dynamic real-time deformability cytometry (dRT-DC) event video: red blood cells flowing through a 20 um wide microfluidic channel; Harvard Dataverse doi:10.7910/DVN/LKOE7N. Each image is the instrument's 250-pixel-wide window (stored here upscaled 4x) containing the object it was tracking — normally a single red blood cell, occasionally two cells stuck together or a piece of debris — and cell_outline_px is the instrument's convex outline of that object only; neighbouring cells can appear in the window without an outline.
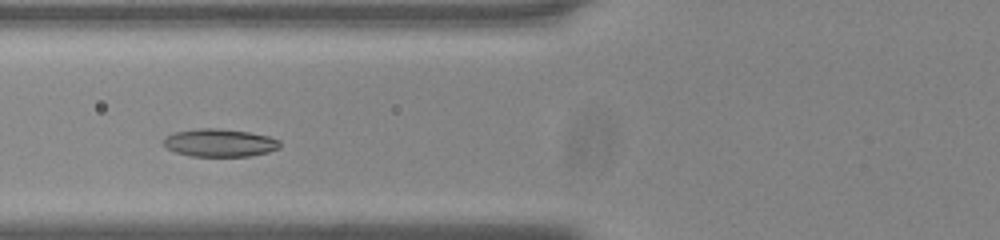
{"species": "common noctule bat (a hibernating species)", "species_latin": "Nyctalus noctula", "temperature_condition": "room temperature", "stored_images_in_passage": 44, "camera_frame_rate_fps": 3000, "um_per_image_px": 0.085, "animal": {"sex": "male", "body_mass_g": 20.0, "forearm_length_mm": 53.3}, "frame": {"image": 1, "passage_image": 11, "time_ms": 3.333, "image_size_px": [1000, 240], "cell_outline_px": [[280, 148], [268, 152], [248, 156], [192, 156], [176, 152], [168, 148], [164, 144], [164, 140], [168, 136], [176, 132], [200, 128], [216, 128], [248, 132], [268, 136], [280, 140]], "centroid_in_image_um": [18.72, 12.14], "position_along_channel_um": 107.1, "area_um2": 18.61}}
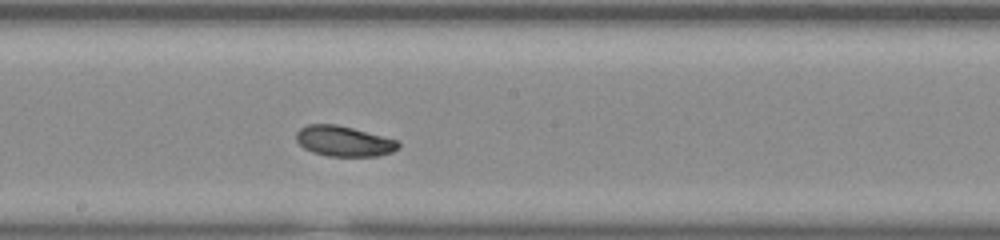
{"frame": {"image": 2, "passage_image": 20, "time_ms": 6.333, "image_size_px": [1000, 240], "cell_outline_px": [[400, 148], [392, 152], [376, 156], [328, 156], [312, 152], [304, 148], [296, 140], [296, 132], [300, 128], [308, 124], [336, 124], [352, 128], [396, 140], [400, 144]], "centroid_in_image_um": [29.2, 12.0], "position_along_channel_um": 219.0, "area_um2": 17.98}}
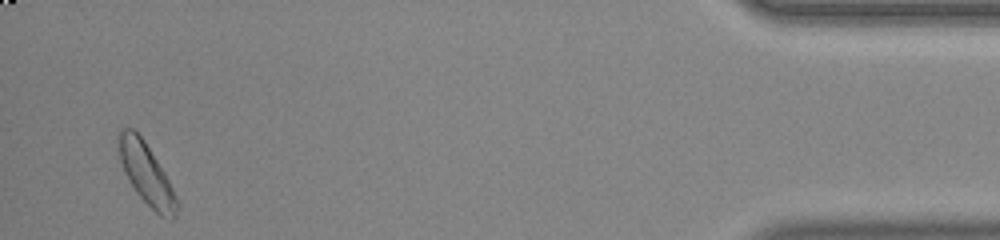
{"frame": {"image": 3, "passage_image": 42, "time_ms": 13.667, "image_size_px": [1000, 240], "cell_outline_px": [[176, 216], [172, 220], [160, 216], [136, 192], [128, 180], [124, 172], [120, 160], [116, 132], [120, 128], [132, 128], [144, 140], [164, 172], [176, 196]], "centroid_in_image_um": [12.39, 14.73], "position_along_channel_um": 422.8, "area_um2": 20.46}, "authors_computed_cell_mechanics": {"area_um2": 18.2648, "velocity_mm_per_s": 3.7356, "shape_relaxation_time_tau1_ms": 4.372, "shape_relaxation_time_tau2_ms": null, "deformation_change_tau1": 0.098, "deformation_change_tau2": null}}